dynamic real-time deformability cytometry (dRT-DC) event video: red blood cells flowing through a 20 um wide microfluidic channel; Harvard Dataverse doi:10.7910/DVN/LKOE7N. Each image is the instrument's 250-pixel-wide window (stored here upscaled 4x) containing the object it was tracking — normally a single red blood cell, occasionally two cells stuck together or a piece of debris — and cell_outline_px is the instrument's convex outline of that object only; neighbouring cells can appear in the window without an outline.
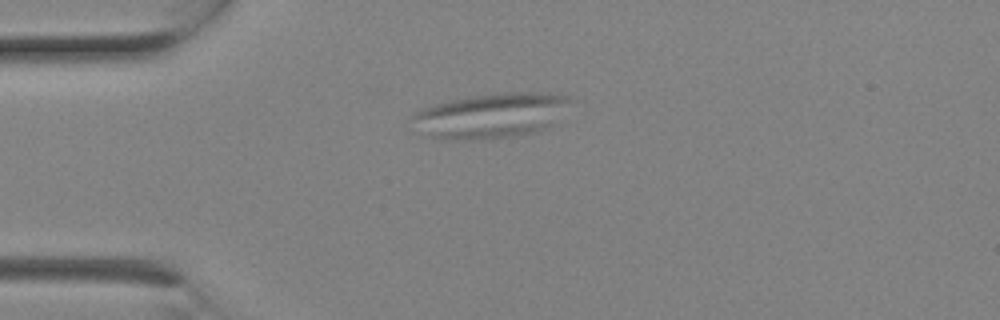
{"species": "Egyptian fruit bat (a non-hibernating species)", "species_latin": "Rousettus aegyptiacus", "temperature_condition": "room temperature", "stored_images_in_passage": 2, "camera_frame_rate_fps": 3000, "um_per_image_px": 0.085, "animal": {"sex": "female"}, "frame": {"image": 1, "passage_image": 2, "time_ms": 0.333, "image_size_px": [1000, 320], "cell_outline_px": [[568, 100], [552, 124], [536, 132], [512, 136], [472, 140], [440, 140], [432, 136], [412, 116], [416, 112], [424, 108], [448, 100], [468, 96], [496, 92], [548, 92], [568, 96]], "centroid_in_image_um": [41.76, 9.8], "position_along_channel_um": 43.2, "area_um2": 40.4}}